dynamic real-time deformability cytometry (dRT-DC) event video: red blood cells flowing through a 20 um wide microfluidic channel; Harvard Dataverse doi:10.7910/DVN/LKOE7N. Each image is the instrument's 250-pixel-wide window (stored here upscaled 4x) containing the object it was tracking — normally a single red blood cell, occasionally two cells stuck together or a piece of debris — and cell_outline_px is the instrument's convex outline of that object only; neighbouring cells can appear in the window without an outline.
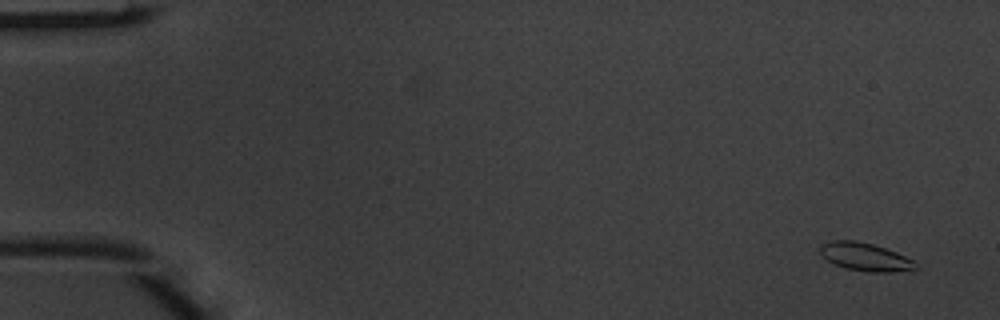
{"species": "common noctule bat (a hibernating species)", "species_latin": "Nyctalus noctula", "temperature_condition": "warm", "stored_images_in_passage": 4, "camera_frame_rate_fps": 3000, "um_per_image_px": 0.085, "animal": {"sex": "male", "body_mass_g": 20.1, "forearm_length_mm": 53.5}, "frame": {"image": 1, "passage_image": 1, "time_ms": 0.0, "image_size_px": [1000, 320], "cell_outline_px": [[920, 268], [912, 272], [868, 272], [848, 268], [836, 264], [828, 260], [820, 252], [820, 244], [832, 240], [856, 240], [872, 244], [896, 252], [916, 260]], "centroid_in_image_um": [73.67, 21.85], "position_along_channel_um": 11.3, "area_um2": 15.9}}